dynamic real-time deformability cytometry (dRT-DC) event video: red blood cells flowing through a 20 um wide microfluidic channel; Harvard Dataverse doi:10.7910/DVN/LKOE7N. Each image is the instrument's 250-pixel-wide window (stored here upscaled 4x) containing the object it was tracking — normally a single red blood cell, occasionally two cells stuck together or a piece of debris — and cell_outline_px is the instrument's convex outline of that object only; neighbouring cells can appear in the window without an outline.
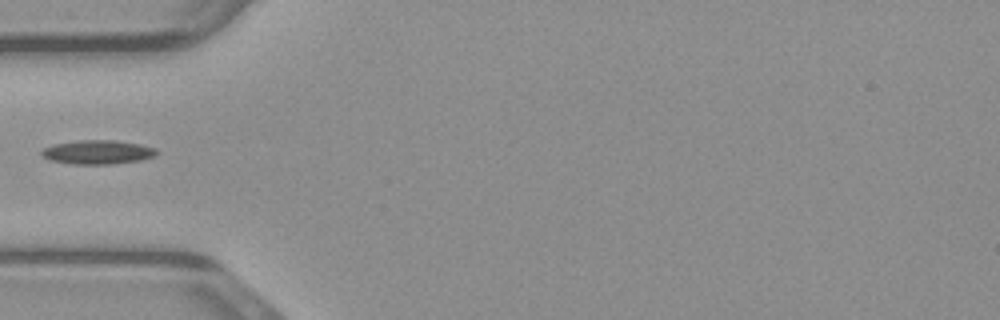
{"species": "common noctule bat (a hibernating species)", "species_latin": "Nyctalus noctula", "temperature_condition": "warm", "stored_images_in_passage": 7, "camera_frame_rate_fps": 3000, "um_per_image_px": 0.085, "animal": {"sex": "male", "body_mass_g": 23.1, "forearm_length_mm": 52.7}, "frame": {"image": 1, "passage_image": 1, "time_ms": 0.0, "image_size_px": [1000, 320], "cell_outline_px": [[160, 152], [156, 156], [140, 160], [108, 164], [72, 164], [52, 160], [44, 156], [40, 152], [44, 148], [52, 144], [80, 140], [116, 140], [140, 144], [156, 148]], "centroid_in_image_um": [8.35, 12.92], "position_along_channel_um": 76.7, "area_um2": 16.07}}
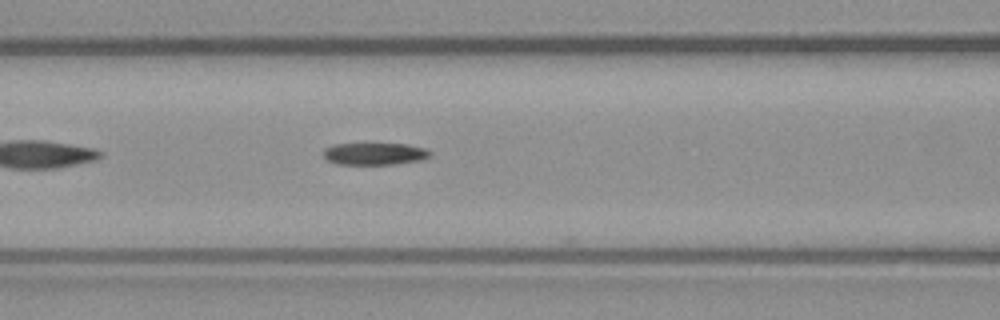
{"frame": {"image": 2, "passage_image": 5, "time_ms": 1.333, "image_size_px": [1000, 320], "cell_outline_px": [[432, 156], [420, 160], [392, 164], [340, 164], [328, 160], [324, 156], [324, 148], [336, 144], [408, 144], [428, 148], [432, 152]], "centroid_in_image_um": [31.92, 13.06], "position_along_channel_um": 134.7, "area_um2": 13.7}}